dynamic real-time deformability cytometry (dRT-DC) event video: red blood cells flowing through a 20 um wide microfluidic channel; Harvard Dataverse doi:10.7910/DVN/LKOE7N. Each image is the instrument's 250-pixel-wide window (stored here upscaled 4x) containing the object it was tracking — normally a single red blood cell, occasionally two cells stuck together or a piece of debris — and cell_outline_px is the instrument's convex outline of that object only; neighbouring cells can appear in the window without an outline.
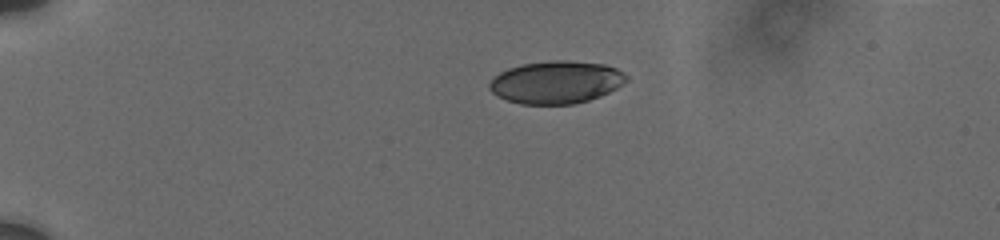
{"species": "human", "species_latin": "Homo sapiens", "temperature_condition": "cold", "stored_images_in_passage": 16, "camera_frame_rate_fps": 3000, "um_per_image_px": 0.085, "donor": {"sex": "male"}, "frame": {"image": 1, "passage_image": 1, "time_ms": 0.0, "image_size_px": [1000, 240], "cell_outline_px": [[628, 80], [616, 88], [600, 96], [588, 100], [572, 104], [520, 104], [508, 100], [492, 92], [488, 88], [488, 84], [500, 72], [508, 68], [520, 64], [552, 60], [568, 60], [604, 64], [616, 68], [624, 72], [628, 76]], "centroid_in_image_um": [47.29, 6.98], "position_along_channel_um": 37.7, "area_um2": 33.99}}
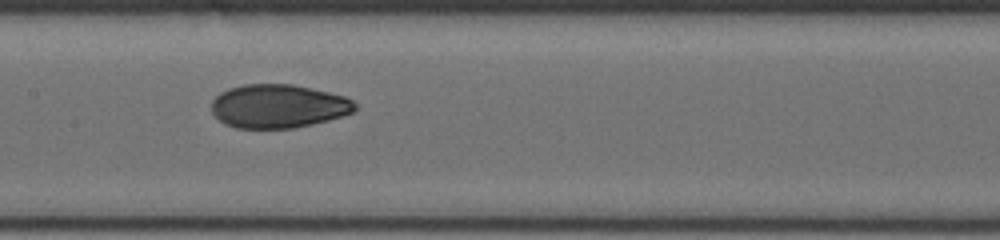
{"frame": {"image": 2, "passage_image": 10, "time_ms": 5.667, "image_size_px": [1000, 240], "cell_outline_px": [[356, 108], [352, 112], [328, 120], [312, 124], [292, 128], [236, 128], [224, 124], [212, 112], [212, 100], [220, 92], [228, 88], [244, 84], [292, 84], [328, 92], [344, 96], [352, 100], [356, 104]], "centroid_in_image_um": [23.62, 9.02], "position_along_channel_um": 183.8, "area_um2": 36.36}}
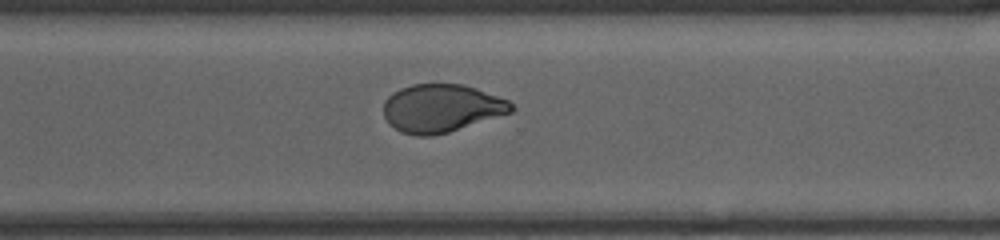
{"frame": {"image": 3, "passage_image": 16, "time_ms": 9.667, "image_size_px": [1000, 240], "cell_outline_px": [[516, 108], [512, 112], [448, 132], [432, 136], [416, 136], [400, 132], [388, 124], [384, 116], [384, 100], [388, 96], [400, 88], [412, 84], [464, 84], [476, 88], [508, 100]], "centroid_in_image_um": [37.5, 9.2], "position_along_channel_um": 333.1, "area_um2": 35.84}}